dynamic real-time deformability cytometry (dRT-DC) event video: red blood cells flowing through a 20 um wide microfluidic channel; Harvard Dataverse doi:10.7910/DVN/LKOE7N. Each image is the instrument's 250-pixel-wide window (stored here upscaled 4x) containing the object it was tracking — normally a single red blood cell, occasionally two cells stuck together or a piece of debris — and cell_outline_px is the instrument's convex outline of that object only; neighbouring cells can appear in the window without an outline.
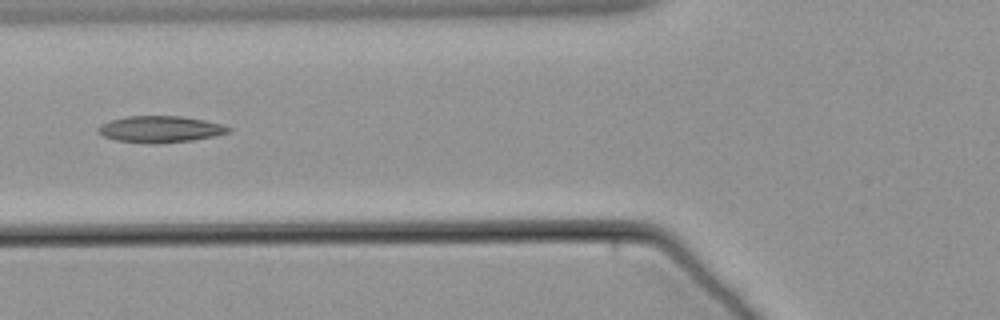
{"species": "common noctule bat (a hibernating species)", "species_latin": "Nyctalus noctula", "temperature_condition": "warm", "stored_images_in_passage": 20, "camera_frame_rate_fps": 3000, "um_per_image_px": 0.085, "animal": {"sex": "male", "body_mass_g": 21.5, "forearm_length_mm": 52.0}, "frame": {"image": 1, "passage_image": 2, "time_ms": 0.333, "image_size_px": [1000, 320], "cell_outline_px": [[232, 132], [216, 136], [192, 140], [160, 144], [148, 144], [116, 140], [100, 136], [96, 132], [96, 128], [100, 124], [112, 120], [128, 116], [180, 116], [204, 120], [224, 124], [232, 128]], "centroid_in_image_um": [13.62, 10.99], "position_along_channel_um": 112.2, "area_um2": 20.58}}
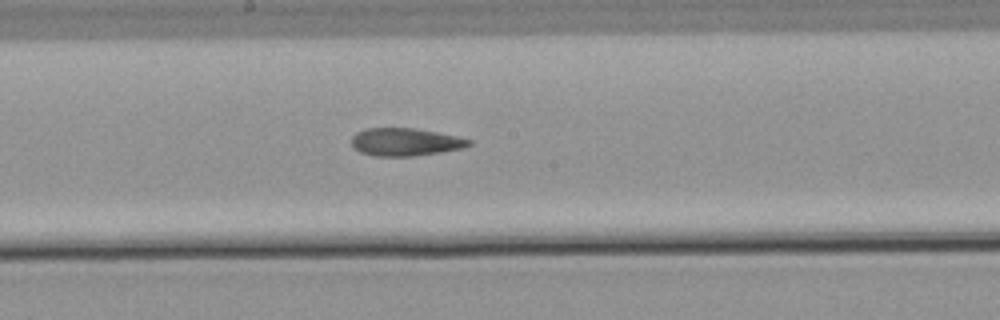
{"frame": {"image": 2, "passage_image": 11, "time_ms": 3.333, "image_size_px": [1000, 320], "cell_outline_px": [[472, 144], [464, 148], [416, 156], [372, 156], [360, 152], [352, 148], [352, 136], [356, 132], [364, 128], [416, 128], [456, 136], [472, 140]], "centroid_in_image_um": [34.42, 12.07], "position_along_channel_um": 213.8, "area_um2": 19.19}}
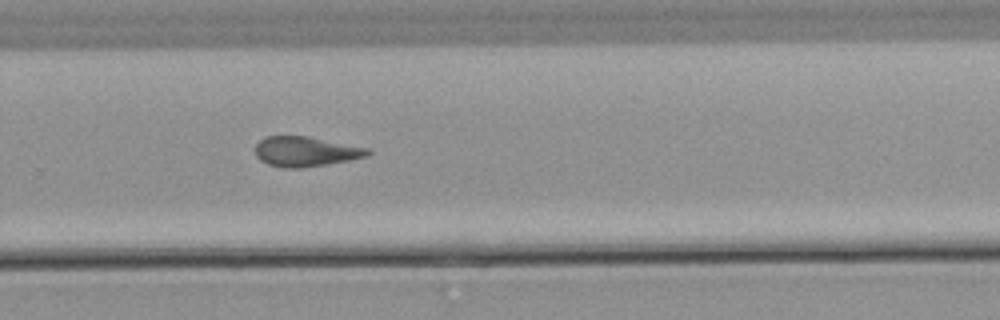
{"frame": {"image": 3, "passage_image": 19, "time_ms": 6.0, "image_size_px": [1000, 320], "cell_outline_px": [[372, 152], [368, 156], [328, 164], [304, 168], [280, 168], [268, 164], [260, 160], [256, 156], [256, 144], [264, 136], [308, 136], [368, 148]], "centroid_in_image_um": [25.96, 12.89], "position_along_channel_um": 303.8, "area_um2": 19.71}}